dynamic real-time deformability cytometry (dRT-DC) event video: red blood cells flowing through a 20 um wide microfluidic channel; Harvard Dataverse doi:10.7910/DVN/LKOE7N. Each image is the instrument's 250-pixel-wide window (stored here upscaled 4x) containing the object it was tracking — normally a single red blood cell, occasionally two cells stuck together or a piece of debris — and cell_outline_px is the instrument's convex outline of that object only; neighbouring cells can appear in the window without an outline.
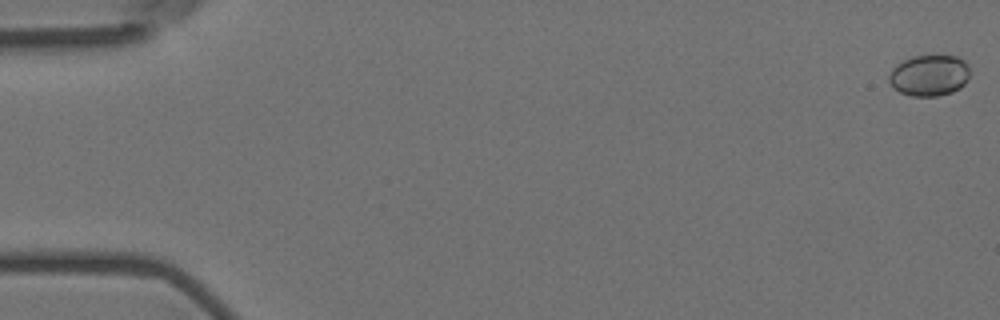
{"species": "Egyptian fruit bat (a non-hibernating species)", "species_latin": "Rousettus aegyptiacus", "temperature_condition": "room temperature", "stored_images_in_passage": 58, "camera_frame_rate_fps": 3000, "um_per_image_px": 0.085, "animal": {"sex": "female"}, "frame": {"image": 1, "passage_image": 1, "time_ms": 0.0, "image_size_px": [1000, 320], "cell_outline_px": [[968, 76], [964, 84], [960, 88], [952, 92], [936, 96], [912, 96], [900, 92], [892, 88], [888, 80], [888, 76], [892, 68], [896, 64], [912, 56], [956, 56], [964, 60], [968, 64]], "centroid_in_image_um": [78.95, 6.41], "position_along_channel_um": 6.0, "area_um2": 19.42}}
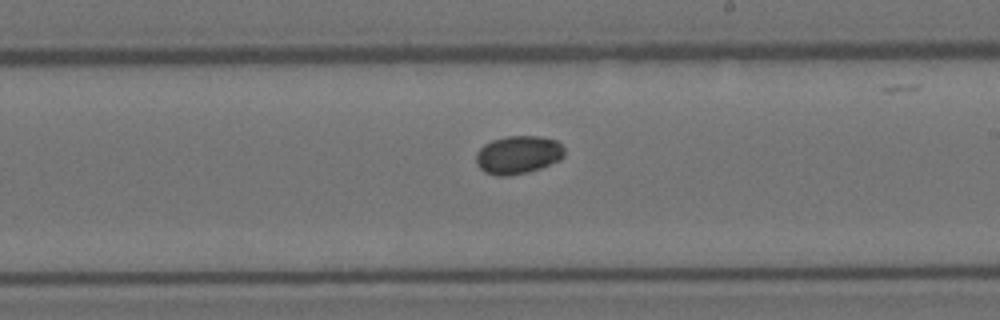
{"frame": {"image": 2, "passage_image": 34, "time_ms": 11.0, "image_size_px": [1000, 320], "cell_outline_px": [[564, 156], [560, 160], [540, 168], [528, 172], [508, 176], [496, 176], [484, 172], [476, 164], [476, 152], [484, 144], [492, 140], [508, 136], [540, 136], [556, 140], [564, 148]], "centroid_in_image_um": [44.02, 13.16], "position_along_channel_um": 245.0, "area_um2": 19.77}}
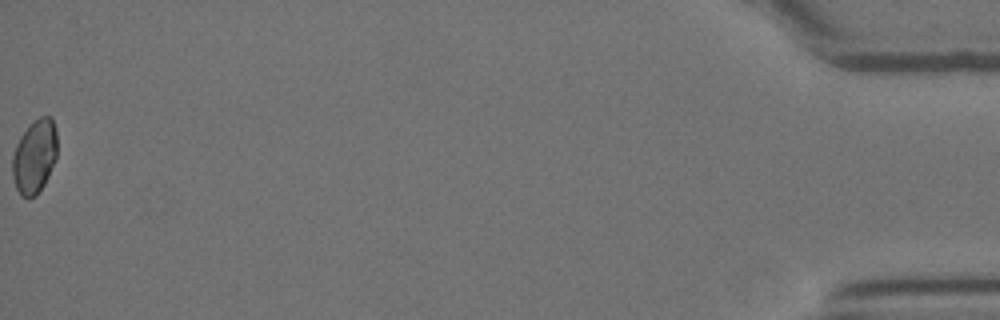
{"frame": {"image": 3, "passage_image": 58, "time_ms": 19.0, "image_size_px": [1000, 320], "cell_outline_px": [[56, 160], [44, 184], [36, 196], [28, 200], [20, 196], [16, 188], [12, 176], [12, 156], [16, 144], [20, 136], [40, 116], [52, 116], [56, 128]], "centroid_in_image_um": [2.93, 13.35], "position_along_channel_um": 432.3, "area_um2": 19.42}, "authors_computed_cell_mechanics": {"area_um2": 19.074, "velocity_mm_per_s": 3.5848, "shape_relaxation_time_tau1_ms": 5.1802, "shape_relaxation_time_tau2_ms": null, "deformation_change_tau1": 0.0802, "deformation_change_tau2": null}}